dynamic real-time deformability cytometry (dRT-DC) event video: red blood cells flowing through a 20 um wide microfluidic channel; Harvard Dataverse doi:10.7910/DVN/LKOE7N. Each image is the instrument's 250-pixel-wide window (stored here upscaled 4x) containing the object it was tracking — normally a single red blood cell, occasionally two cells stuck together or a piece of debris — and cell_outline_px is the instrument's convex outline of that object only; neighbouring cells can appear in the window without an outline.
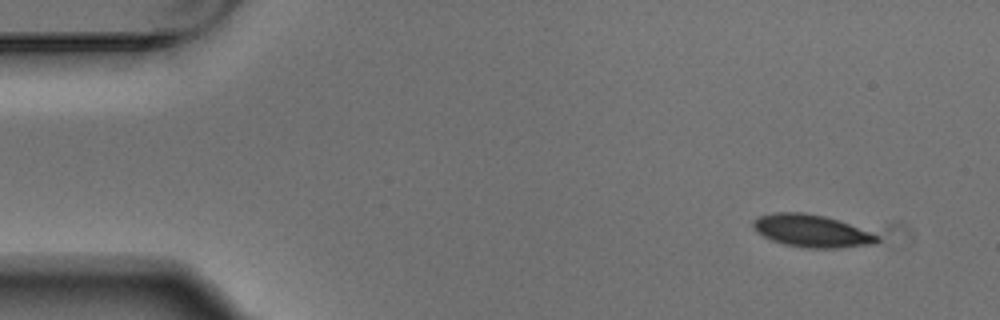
{"species": "Egyptian fruit bat (a non-hibernating species)", "species_latin": "Rousettus aegyptiacus", "temperature_condition": "warm", "stored_images_in_passage": 4, "camera_frame_rate_fps": 3000, "um_per_image_px": 0.085, "animal": {"sex": "male"}, "frame": {"image": 1, "passage_image": 1, "time_ms": 0.0, "image_size_px": [1000, 320], "cell_outline_px": [[880, 240], [876, 244], [840, 248], [804, 248], [784, 244], [772, 240], [756, 232], [752, 228], [752, 220], [760, 216], [772, 212], [804, 212], [824, 216], [840, 220], [872, 232], [880, 236]], "centroid_in_image_um": [69.01, 19.63], "position_along_channel_um": 16.0, "area_um2": 23.87}}
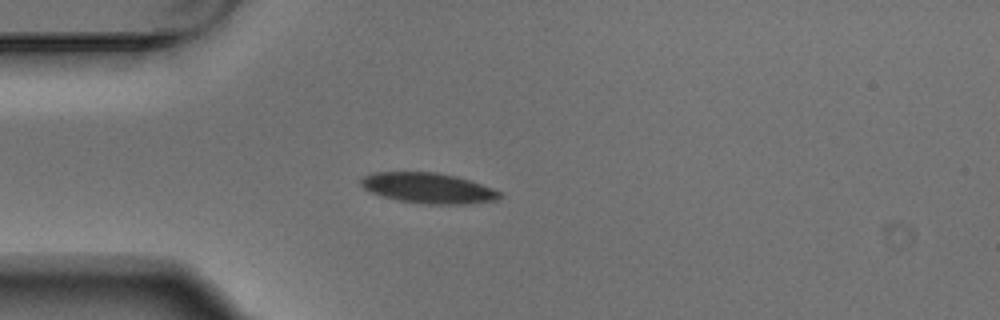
{"frame": {"image": 2, "passage_image": 3, "time_ms": 0.667, "image_size_px": [1000, 320], "cell_outline_px": [[504, 196], [500, 200], [468, 204], [424, 204], [396, 200], [380, 196], [364, 188], [360, 184], [360, 180], [364, 176], [372, 172], [436, 172], [456, 176], [504, 192]], "centroid_in_image_um": [36.44, 16.0], "position_along_channel_um": 48.6, "area_um2": 24.91}}